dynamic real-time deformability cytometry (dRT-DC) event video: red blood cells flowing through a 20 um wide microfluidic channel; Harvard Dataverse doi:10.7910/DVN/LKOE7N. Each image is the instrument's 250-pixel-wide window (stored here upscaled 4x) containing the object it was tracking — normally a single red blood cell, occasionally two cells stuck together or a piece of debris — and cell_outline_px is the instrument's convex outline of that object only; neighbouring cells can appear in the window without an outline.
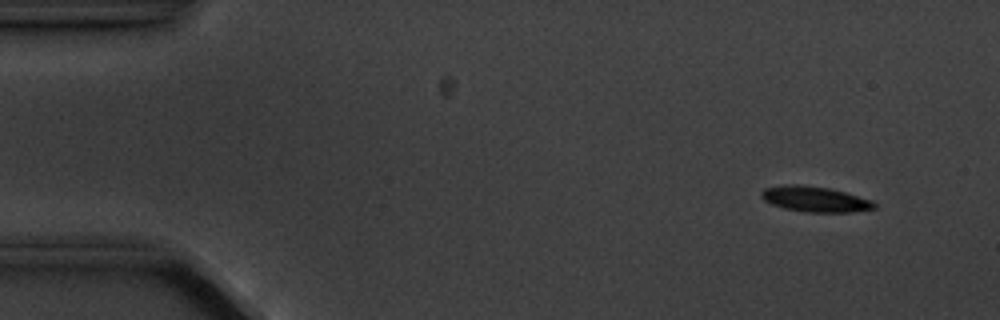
{"species": "common noctule bat (a hibernating species)", "species_latin": "Nyctalus noctula", "temperature_condition": "cold", "stored_images_in_passage": 5, "camera_frame_rate_fps": 3000, "um_per_image_px": 0.085, "animal": {"sex": "male", "body_mass_g": 20.1, "forearm_length_mm": 53.5}, "frame": {"image": 1, "passage_image": 2, "time_ms": 1.0, "image_size_px": [1000, 320], "cell_outline_px": [[876, 208], [852, 212], [808, 212], [784, 208], [772, 204], [764, 200], [760, 196], [760, 192], [764, 188], [784, 184], [796, 184], [828, 188], [844, 192], [872, 200], [876, 204]], "centroid_in_image_um": [69.25, 16.92], "position_along_channel_um": 15.7, "area_um2": 16.7}}